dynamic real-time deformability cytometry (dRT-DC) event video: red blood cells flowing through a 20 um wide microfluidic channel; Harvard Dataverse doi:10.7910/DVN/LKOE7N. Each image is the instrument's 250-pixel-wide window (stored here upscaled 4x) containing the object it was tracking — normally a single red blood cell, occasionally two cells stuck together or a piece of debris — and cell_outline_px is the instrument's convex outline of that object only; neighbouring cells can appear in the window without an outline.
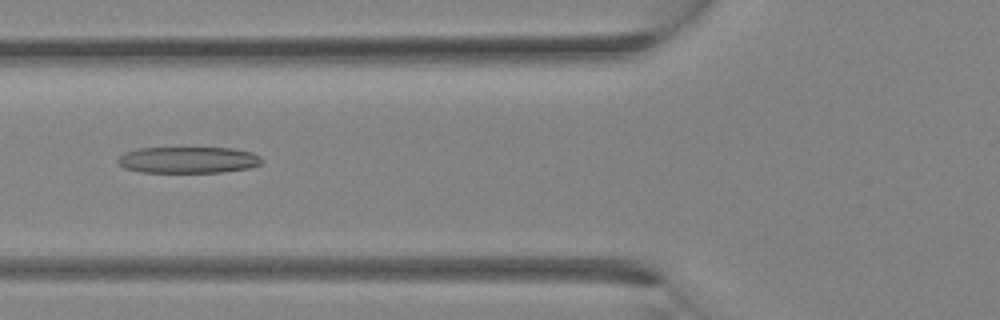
{"species": "Egyptian fruit bat (a non-hibernating species)", "species_latin": "Rousettus aegyptiacus", "temperature_condition": "room temperature", "stored_images_in_passage": 31, "camera_frame_rate_fps": 3000, "um_per_image_px": 0.085, "animal": {"sex": "female"}, "frame": {"image": 1, "passage_image": 11, "time_ms": 3.333, "image_size_px": [1000, 320], "cell_outline_px": [[264, 160], [260, 164], [248, 168], [224, 172], [140, 172], [124, 168], [116, 160], [124, 152], [140, 148], [232, 148], [252, 152], [260, 156]], "centroid_in_image_um": [16.0, 13.59], "position_along_channel_um": 109.8, "area_um2": 22.2}}
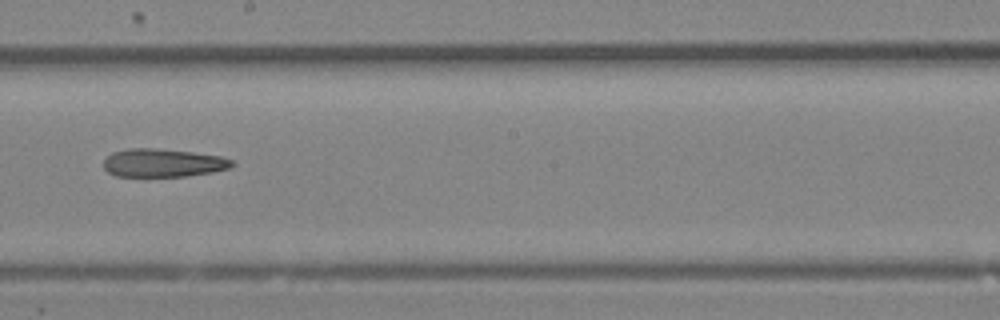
{"frame": {"image": 2, "passage_image": 17, "time_ms": 5.333, "image_size_px": [1000, 320], "cell_outline_px": [[236, 164], [228, 168], [212, 172], [184, 176], [116, 176], [108, 172], [104, 168], [104, 160], [112, 152], [128, 148], [156, 148], [192, 152], [220, 156], [232, 160]], "centroid_in_image_um": [13.84, 13.84], "position_along_channel_um": 234.4, "area_um2": 21.04}}
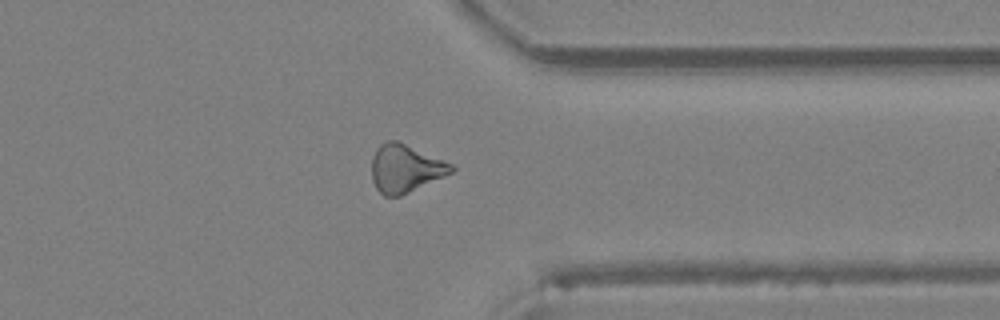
{"frame": {"image": 3, "passage_image": 24, "time_ms": 7.667, "image_size_px": [1000, 320], "cell_outline_px": [[456, 168], [452, 172], [444, 176], [400, 196], [384, 196], [376, 188], [372, 180], [372, 156], [376, 148], [380, 144], [388, 140], [396, 140], [452, 164]], "centroid_in_image_um": [34.42, 14.32], "position_along_channel_um": 377.0, "area_um2": 21.96}}